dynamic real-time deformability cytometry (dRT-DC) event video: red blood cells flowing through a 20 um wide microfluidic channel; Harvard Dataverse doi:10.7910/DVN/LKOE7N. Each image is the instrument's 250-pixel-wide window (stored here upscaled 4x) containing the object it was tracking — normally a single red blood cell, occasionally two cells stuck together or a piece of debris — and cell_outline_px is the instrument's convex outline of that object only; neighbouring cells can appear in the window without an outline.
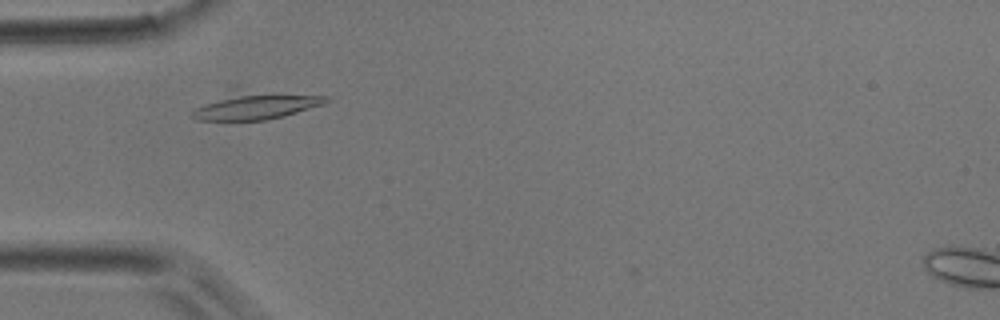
{"species": "common noctule bat (a hibernating species)", "species_latin": "Nyctalus noctula", "temperature_condition": "room temperature", "stored_images_in_passage": 33, "camera_frame_rate_fps": 3000, "um_per_image_px": 0.085, "animal": {"sex": "male", "body_mass_g": 17.9}, "frame": {"image": 1, "passage_image": 6, "time_ms": 1.667, "image_size_px": [1000, 320], "cell_outline_px": [[332, 100], [324, 104], [284, 116], [264, 120], [200, 120], [192, 116], [192, 112], [196, 108], [236, 84], [328, 96]], "centroid_in_image_um": [21.79, 8.84], "position_along_channel_um": 63.2, "area_um2": 23.47}}
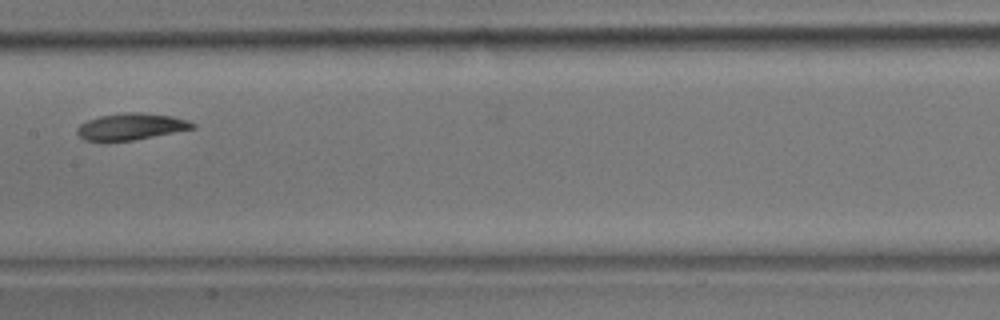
{"frame": {"image": 2, "passage_image": 15, "time_ms": 4.667, "image_size_px": [1000, 320], "cell_outline_px": [[196, 128], [132, 140], [104, 144], [84, 140], [76, 132], [76, 128], [80, 124], [88, 120], [100, 116], [128, 112], [140, 112], [172, 116], [188, 120], [196, 124]], "centroid_in_image_um": [11.08, 10.79], "position_along_channel_um": 196.3, "area_um2": 18.32}}
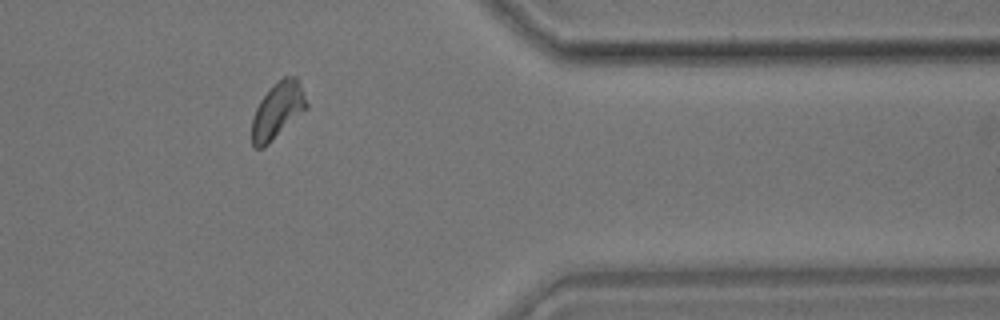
{"frame": {"image": 3, "passage_image": 29, "time_ms": 9.333, "image_size_px": [1000, 320], "cell_outline_px": [[308, 108], [264, 148], [256, 148], [252, 144], [252, 116], [260, 100], [272, 84], [284, 76], [296, 76], [300, 84], [308, 104]], "centroid_in_image_um": [23.59, 9.38], "position_along_channel_um": 387.8, "area_um2": 17.98}}